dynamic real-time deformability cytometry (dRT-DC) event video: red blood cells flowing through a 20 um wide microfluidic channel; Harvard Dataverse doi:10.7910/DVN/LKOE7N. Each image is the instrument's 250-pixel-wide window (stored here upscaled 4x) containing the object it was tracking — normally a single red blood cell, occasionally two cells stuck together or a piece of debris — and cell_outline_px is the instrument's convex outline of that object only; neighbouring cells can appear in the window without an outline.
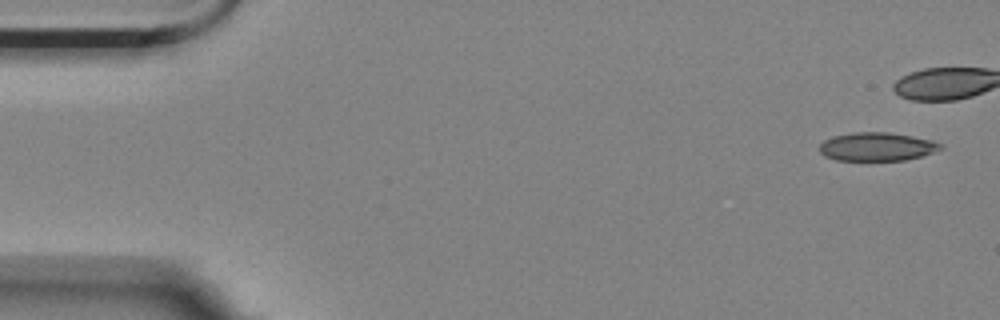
{"species": "Egyptian fruit bat (a non-hibernating species)", "species_latin": "Rousettus aegyptiacus", "temperature_condition": "room temperature", "stored_images_in_passage": 7, "camera_frame_rate_fps": 3000, "um_per_image_px": 0.085, "animal": {"sex": "female"}, "frame": {"image": 1, "passage_image": 1, "time_ms": 0.0, "image_size_px": [1000, 320], "cell_outline_px": [[944, 148], [920, 156], [904, 160], [836, 160], [824, 156], [820, 152], [820, 144], [824, 140], [832, 136], [852, 132], [888, 132], [912, 136], [932, 140], [944, 144]], "centroid_in_image_um": [74.53, 12.46], "position_along_channel_um": 10.5, "area_um2": 20.11}}